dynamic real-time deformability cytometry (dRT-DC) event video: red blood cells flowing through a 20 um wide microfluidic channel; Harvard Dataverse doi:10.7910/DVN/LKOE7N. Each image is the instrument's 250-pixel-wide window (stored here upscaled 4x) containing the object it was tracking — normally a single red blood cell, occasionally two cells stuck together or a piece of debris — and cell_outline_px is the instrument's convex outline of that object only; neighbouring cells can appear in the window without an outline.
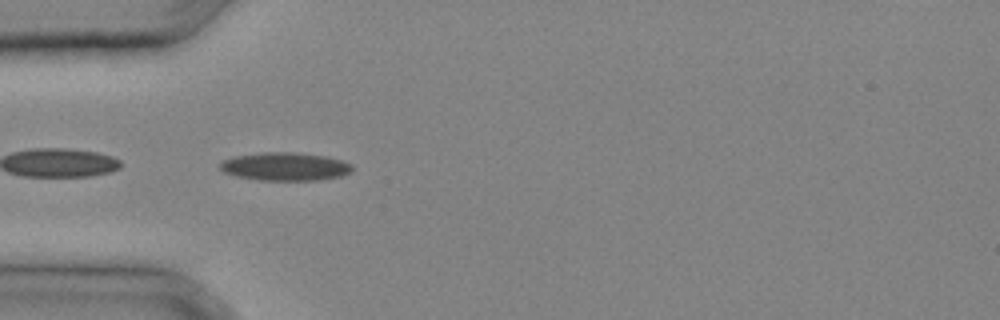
{"species": "common noctule bat (a hibernating species)", "species_latin": "Nyctalus noctula", "temperature_condition": "cold", "stored_images_in_passage": 8, "camera_frame_rate_fps": 3000, "um_per_image_px": 0.085, "animal": {"sex": "male", "body_mass_g": 20.4}, "frame": {"image": 1, "passage_image": 4, "time_ms": 1.0, "image_size_px": [1000, 320], "cell_outline_px": [[352, 168], [348, 172], [340, 176], [316, 180], [260, 180], [236, 176], [224, 172], [220, 168], [220, 160], [232, 156], [264, 152], [296, 152], [324, 156], [340, 160], [352, 164]], "centroid_in_image_um": [24.16, 14.14], "position_along_channel_um": 60.8, "area_um2": 21.62}}